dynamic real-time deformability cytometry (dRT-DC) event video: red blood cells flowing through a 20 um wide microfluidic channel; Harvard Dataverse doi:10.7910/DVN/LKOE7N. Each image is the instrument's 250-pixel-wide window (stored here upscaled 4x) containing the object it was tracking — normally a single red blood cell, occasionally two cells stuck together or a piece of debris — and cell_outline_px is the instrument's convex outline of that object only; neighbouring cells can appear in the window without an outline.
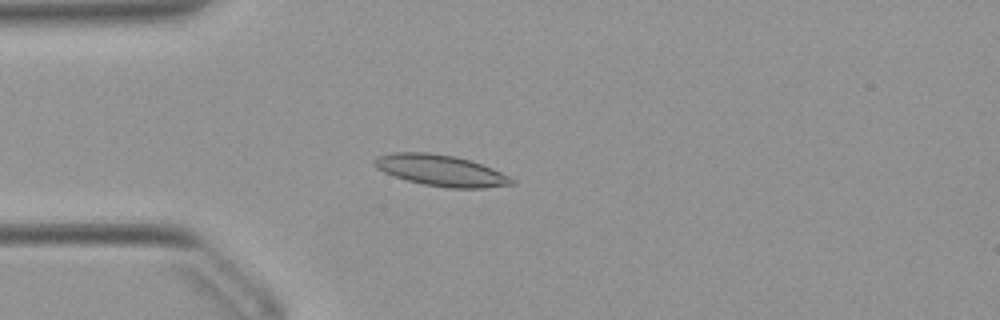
{"species": "Egyptian fruit bat (a non-hibernating species)", "species_latin": "Rousettus aegyptiacus", "temperature_condition": "warm", "stored_images_in_passage": 52, "camera_frame_rate_fps": 3000, "um_per_image_px": 0.085, "animal": {"sex": "female"}, "frame": {"image": 1, "passage_image": 14, "time_ms": 4.333, "image_size_px": [1000, 320], "cell_outline_px": [[516, 184], [484, 188], [448, 188], [424, 184], [408, 180], [384, 172], [376, 168], [372, 164], [372, 160], [376, 156], [392, 152], [428, 152], [456, 156], [492, 168], [516, 180]], "centroid_in_image_um": [37.45, 14.48], "position_along_channel_um": 47.5, "area_um2": 24.97}}
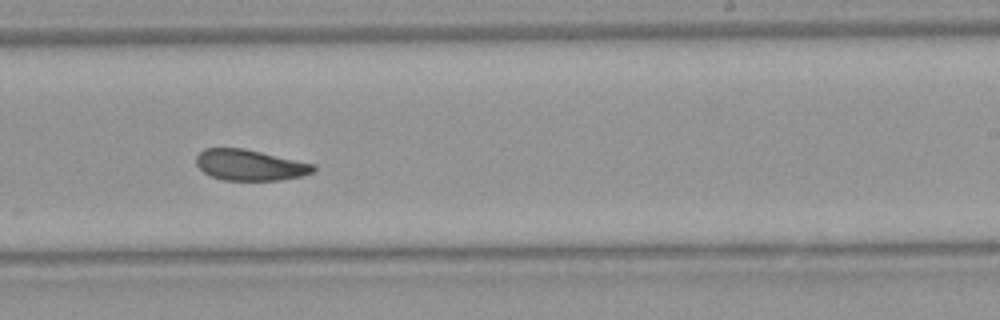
{"frame": {"image": 2, "passage_image": 32, "time_ms": 10.333, "image_size_px": [1000, 320], "cell_outline_px": [[316, 172], [300, 176], [280, 180], [224, 180], [212, 176], [204, 172], [196, 164], [196, 156], [204, 148], [244, 148], [316, 164]], "centroid_in_image_um": [21.27, 14.02], "position_along_channel_um": 267.7, "area_um2": 21.15}}
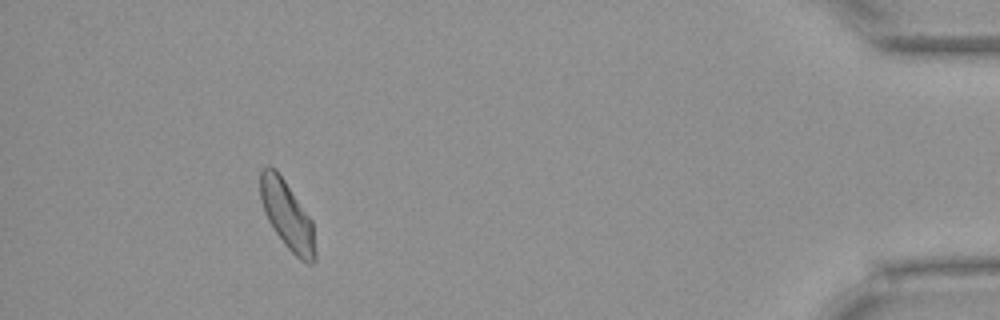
{"frame": {"image": 3, "passage_image": 48, "time_ms": 15.667, "image_size_px": [1000, 320], "cell_outline_px": [[316, 260], [312, 264], [308, 264], [300, 260], [284, 244], [272, 228], [264, 212], [260, 200], [260, 168], [268, 164], [276, 168], [312, 220], [316, 252]], "centroid_in_image_um": [24.39, 18.28], "position_along_channel_um": 410.8, "area_um2": 22.14}, "authors_computed_cell_mechanics": {"area_um2": 22.1663, "velocity_mm_per_s": 3.8988, "shape_relaxation_time_tau1_ms": 6.0221, "shape_relaxation_time_tau2_ms": null, "deformation_change_tau1": 0.1562, "deformation_change_tau2": null}}